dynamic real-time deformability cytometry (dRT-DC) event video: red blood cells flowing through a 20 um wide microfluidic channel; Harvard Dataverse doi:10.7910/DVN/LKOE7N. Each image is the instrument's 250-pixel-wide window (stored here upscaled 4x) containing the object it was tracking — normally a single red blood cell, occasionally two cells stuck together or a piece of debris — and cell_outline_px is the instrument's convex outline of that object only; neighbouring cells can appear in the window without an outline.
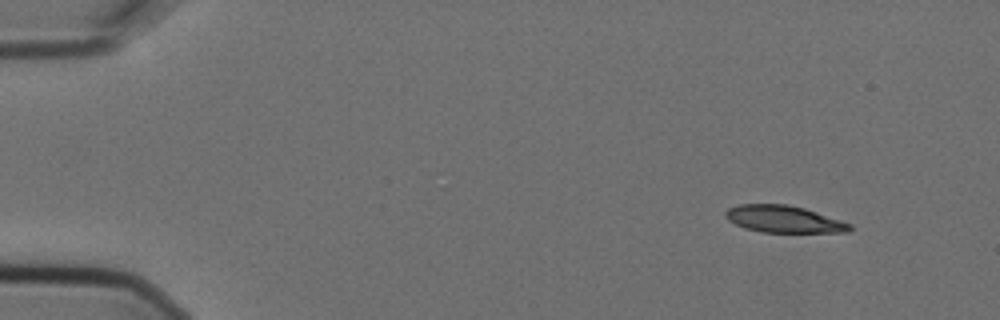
{"species": "Egyptian fruit bat (a non-hibernating species)", "species_latin": "Rousettus aegyptiacus", "temperature_condition": "cold", "stored_images_in_passage": 5, "segment_of_instrument_passage": [1, 2], "camera_frame_rate_fps": 3000, "um_per_image_px": 0.085, "animal": {"sex": "female"}, "frame": {"image": 1, "passage_image": 1, "time_ms": 0.0, "image_size_px": [1000, 320], "cell_outline_px": [[852, 228], [848, 232], [760, 232], [744, 228], [728, 220], [724, 216], [724, 212], [728, 208], [740, 204], [788, 204], [804, 208], [852, 224]], "centroid_in_image_um": [66.58, 18.62], "position_along_channel_um": 18.4, "area_um2": 19.54}}